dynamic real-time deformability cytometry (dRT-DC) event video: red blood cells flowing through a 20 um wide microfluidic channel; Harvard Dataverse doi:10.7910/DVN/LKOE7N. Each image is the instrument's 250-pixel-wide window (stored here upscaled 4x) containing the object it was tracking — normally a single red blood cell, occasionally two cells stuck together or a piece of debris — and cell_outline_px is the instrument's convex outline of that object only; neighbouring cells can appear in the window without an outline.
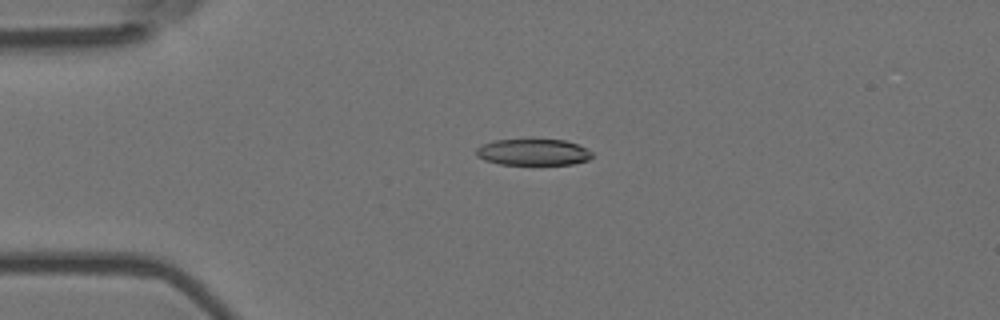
{"species": "Egyptian fruit bat (a non-hibernating species)", "species_latin": "Rousettus aegyptiacus", "temperature_condition": "room temperature", "stored_images_in_passage": 4, "camera_frame_rate_fps": 3000, "um_per_image_px": 0.085, "animal": {"sex": "female"}, "frame": {"image": 1, "passage_image": 2, "time_ms": 0.333, "image_size_px": [1000, 320], "cell_outline_px": [[592, 156], [588, 160], [572, 164], [500, 164], [484, 160], [476, 156], [476, 148], [484, 144], [496, 140], [532, 136], [564, 140], [576, 144], [592, 152]], "centroid_in_image_um": [45.29, 12.88], "position_along_channel_um": 39.7, "area_um2": 18.5}}
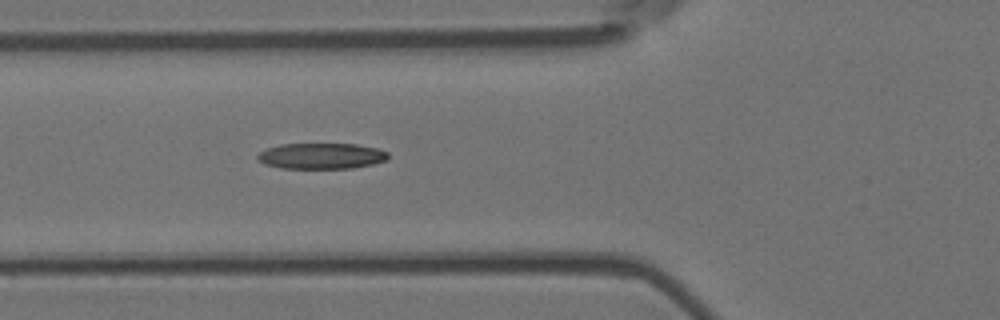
{"frame": {"image": 2, "passage_image": 4, "time_ms": 1.0, "image_size_px": [1000, 320], "cell_outline_px": [[388, 160], [372, 164], [352, 168], [280, 168], [264, 164], [256, 160], [256, 156], [260, 152], [268, 148], [280, 144], [356, 144], [380, 148], [388, 152]], "centroid_in_image_um": [27.32, 13.26], "position_along_channel_um": 98.5, "area_um2": 19.83}}